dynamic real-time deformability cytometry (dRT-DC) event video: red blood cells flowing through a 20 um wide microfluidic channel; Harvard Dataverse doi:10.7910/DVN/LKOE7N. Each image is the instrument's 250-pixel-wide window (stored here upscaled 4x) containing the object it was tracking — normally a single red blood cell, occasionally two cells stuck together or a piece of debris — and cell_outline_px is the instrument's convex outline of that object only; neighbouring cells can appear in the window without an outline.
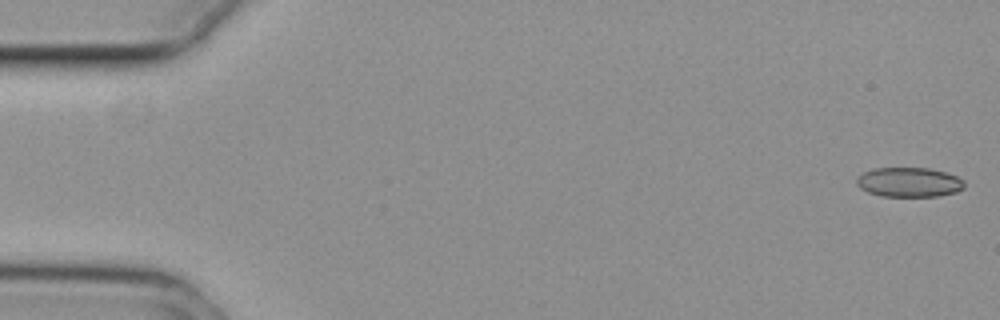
{"species": "common noctule bat (a hibernating species)", "species_latin": "Nyctalus noctula", "temperature_condition": "cold", "stored_images_in_passage": 55, "camera_frame_rate_fps": 3000, "um_per_image_px": 0.085, "animal": {"sex": "female", "body_mass_g": 29.2, "forearm_length_mm": 56.3}, "frame": {"image": 1, "passage_image": 1, "time_ms": 0.0, "image_size_px": [1000, 320], "cell_outline_px": [[964, 188], [956, 192], [940, 196], [880, 196], [868, 192], [860, 188], [856, 184], [856, 176], [864, 172], [876, 168], [928, 168], [944, 172], [956, 176], [964, 180]], "centroid_in_image_um": [77.25, 15.49], "position_along_channel_um": 7.7, "area_um2": 18.61}}
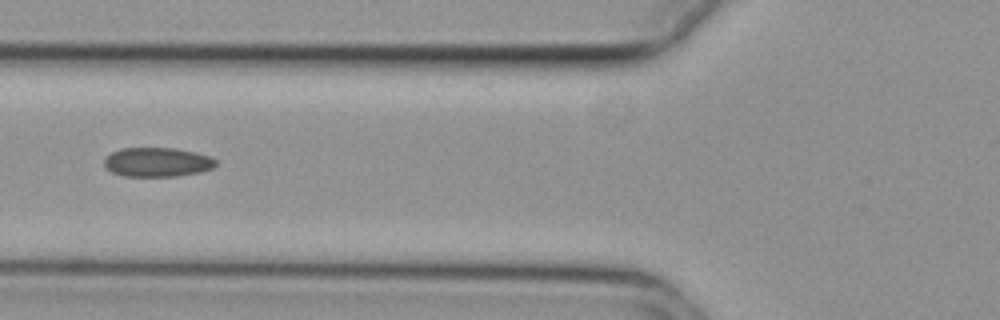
{"frame": {"image": 2, "passage_image": 21, "time_ms": 6.667, "image_size_px": [1000, 320], "cell_outline_px": [[216, 164], [212, 168], [200, 172], [176, 176], [120, 176], [104, 168], [104, 156], [120, 148], [176, 148], [196, 152], [208, 156], [216, 160]], "centroid_in_image_um": [13.31, 13.78], "position_along_channel_um": 112.5, "area_um2": 19.19}}
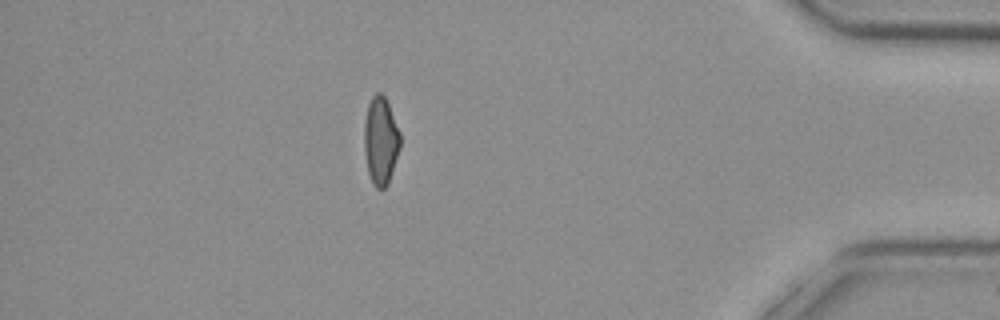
{"frame": {"image": 3, "passage_image": 48, "time_ms": 15.667, "image_size_px": [1000, 320], "cell_outline_px": [[400, 148], [388, 184], [384, 188], [376, 188], [372, 184], [368, 172], [364, 152], [364, 124], [368, 104], [372, 96], [376, 92], [380, 92], [384, 96], [388, 104], [400, 132]], "centroid_in_image_um": [32.35, 11.97], "position_along_channel_um": 402.9, "area_um2": 18.44}, "authors_computed_cell_mechanics": {"area_um2": 19.1896, "velocity_mm_per_s": 3.749, "shape_relaxation_time_tau1_ms": null, "shape_relaxation_time_tau2_ms": 2.7561, "deformation_change_tau1": null, "deformation_change_tau2": 0.0843}}